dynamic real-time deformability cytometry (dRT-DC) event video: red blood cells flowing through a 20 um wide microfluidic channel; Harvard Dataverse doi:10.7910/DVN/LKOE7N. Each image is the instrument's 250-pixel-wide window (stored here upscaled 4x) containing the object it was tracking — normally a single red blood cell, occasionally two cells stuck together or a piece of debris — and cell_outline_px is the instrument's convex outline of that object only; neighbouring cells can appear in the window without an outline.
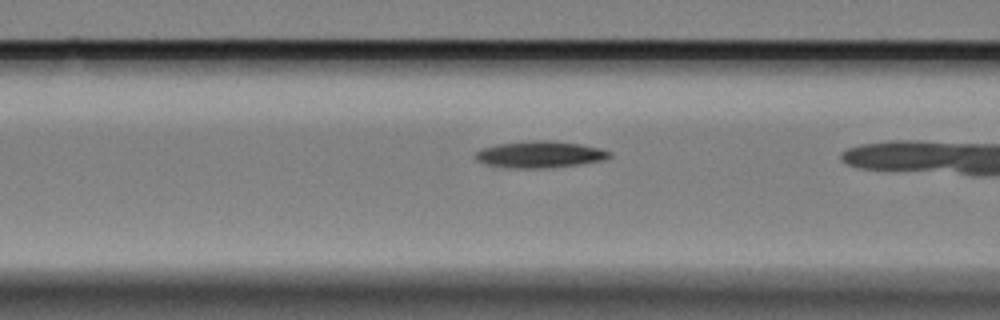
{"species": "Egyptian fruit bat (a non-hibernating species)", "species_latin": "Rousettus aegyptiacus", "temperature_condition": "cold", "stored_images_in_passage": 8, "camera_frame_rate_fps": 3000, "um_per_image_px": 0.085, "animal": {"sex": "female"}, "frame": {"image": 1, "passage_image": 7, "time_ms": 2.0, "image_size_px": [1000, 320], "cell_outline_px": [[612, 156], [604, 160], [580, 164], [548, 168], [504, 168], [484, 164], [476, 160], [472, 156], [480, 148], [496, 144], [532, 140], [548, 140], [580, 144], [600, 148], [612, 152]], "centroid_in_image_um": [45.84, 13.13], "position_along_channel_um": 120.8, "area_um2": 21.21}}